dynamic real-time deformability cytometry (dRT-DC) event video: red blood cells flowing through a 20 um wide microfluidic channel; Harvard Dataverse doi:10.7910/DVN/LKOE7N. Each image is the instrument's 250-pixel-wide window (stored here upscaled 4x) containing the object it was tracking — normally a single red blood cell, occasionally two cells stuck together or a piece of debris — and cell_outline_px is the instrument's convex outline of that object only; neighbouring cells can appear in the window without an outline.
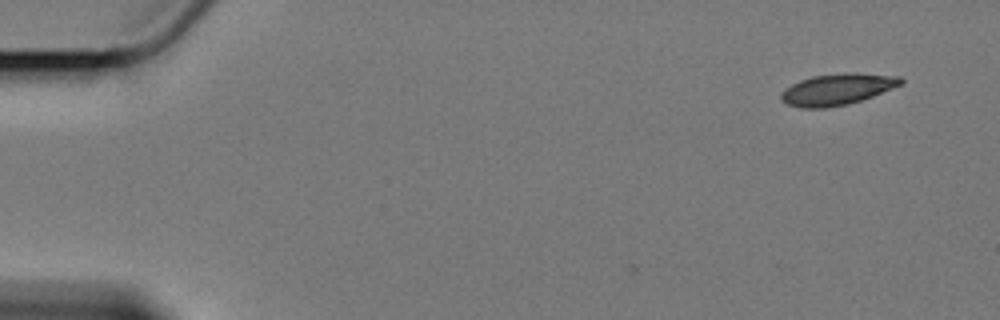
{"species": "Egyptian fruit bat (a non-hibernating species)", "species_latin": "Rousettus aegyptiacus", "temperature_condition": "cold", "stored_images_in_passage": 5, "camera_frame_rate_fps": 3000, "um_per_image_px": 0.085, "animal": {"sex": "female"}, "frame": {"image": 1, "passage_image": 1, "time_ms": 0.0, "image_size_px": [1000, 320], "cell_outline_px": [[904, 84], [872, 96], [848, 104], [828, 108], [800, 108], [788, 104], [780, 100], [780, 96], [792, 84], [800, 80], [812, 76], [900, 76], [904, 80]], "centroid_in_image_um": [71.12, 7.67], "position_along_channel_um": 13.9, "area_um2": 20.52}}